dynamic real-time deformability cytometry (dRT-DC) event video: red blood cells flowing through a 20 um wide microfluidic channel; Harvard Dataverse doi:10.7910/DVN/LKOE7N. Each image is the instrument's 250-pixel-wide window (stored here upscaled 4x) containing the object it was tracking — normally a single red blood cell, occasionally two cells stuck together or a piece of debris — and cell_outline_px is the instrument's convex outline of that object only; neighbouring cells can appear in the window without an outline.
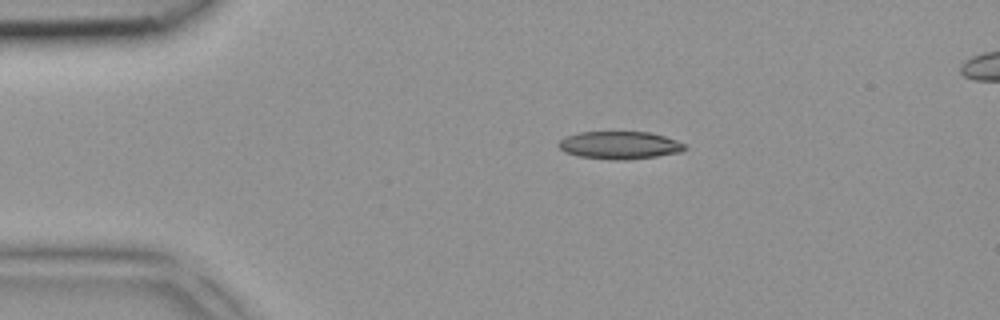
{"species": "common noctule bat (a hibernating species)", "species_latin": "Nyctalus noctula", "temperature_condition": "room temperature", "stored_images_in_passage": 4, "segment_of_instrument_passage": [1, 2], "camera_frame_rate_fps": 3000, "um_per_image_px": 0.085, "animal": {"sex": "female", "body_mass_g": 18.4}, "frame": {"image": 1, "passage_image": 2, "time_ms": 0.333, "image_size_px": [1000, 320], "cell_outline_px": [[688, 148], [680, 152], [656, 156], [628, 160], [612, 160], [580, 156], [564, 152], [556, 144], [564, 136], [580, 132], [648, 132], [664, 136], [688, 144]], "centroid_in_image_um": [52.67, 12.34], "position_along_channel_um": 32.3, "area_um2": 20.52}}